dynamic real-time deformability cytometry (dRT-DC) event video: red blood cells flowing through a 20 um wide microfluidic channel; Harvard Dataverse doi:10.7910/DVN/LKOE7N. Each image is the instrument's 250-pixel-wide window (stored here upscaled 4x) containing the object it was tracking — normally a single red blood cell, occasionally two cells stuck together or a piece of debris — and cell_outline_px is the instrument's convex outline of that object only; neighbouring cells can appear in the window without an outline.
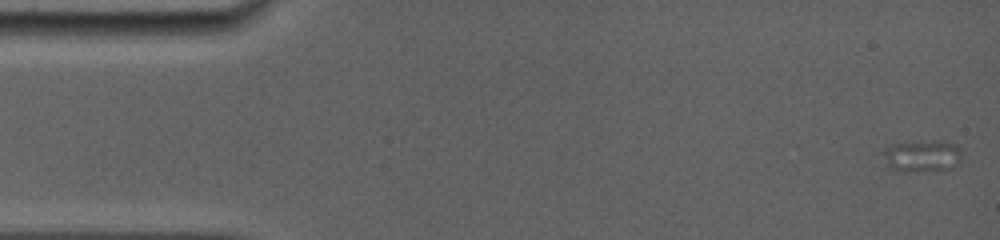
{"species": "common noctule bat (a hibernating species)", "species_latin": "Nyctalus noctula", "temperature_condition": "room temperature", "stored_images_in_passage": 44, "camera_frame_rate_fps": 5000, "um_per_image_px": 0.085, "animal": {"sex": "female", "body_mass_g": 19.0, "forearm_length_mm": 56.7}, "frame": {"image": 1, "passage_image": 1, "time_ms": 0.0, "image_size_px": [1000, 240], "cell_outline_px": [[960, 156], [952, 168], [912, 172], [900, 172], [888, 168], [884, 152], [884, 148], [892, 144], [912, 140], [944, 140], [956, 144], [960, 148]], "centroid_in_image_um": [78.34, 13.22], "position_along_channel_um": 6.7, "area_um2": 14.91}}
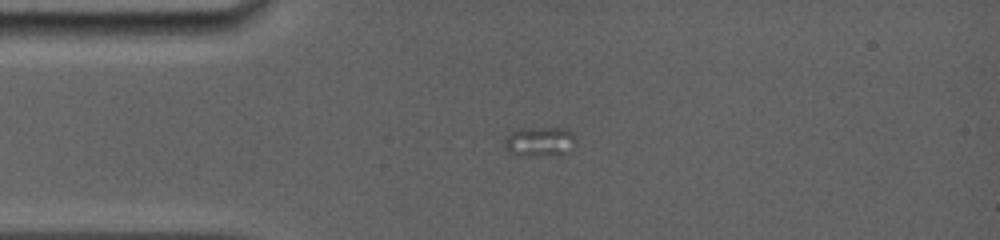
{"frame": {"image": 2, "passage_image": 13, "time_ms": 3.8, "image_size_px": [1000, 240], "cell_outline_px": [[576, 140], [572, 148], [568, 152], [532, 156], [512, 156], [504, 148], [504, 140], [512, 132], [524, 128], [568, 128], [572, 132]], "centroid_in_image_um": [45.84, 12.04], "position_along_channel_um": 39.2, "area_um2": 12.37}}
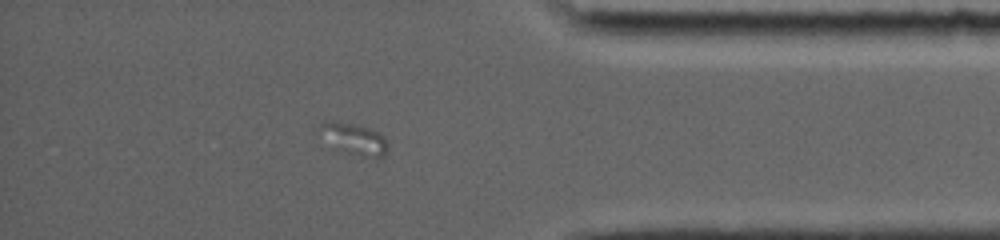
{"frame": {"image": 3, "passage_image": 38, "time_ms": 14.6, "image_size_px": [1000, 240], "cell_outline_px": [[388, 152], [380, 160], [348, 152], [336, 148], [320, 128], [320, 124], [324, 120], [332, 120], [356, 124], [368, 128], [384, 136], [388, 148]], "centroid_in_image_um": [30.2, 11.81], "position_along_channel_um": 405.0, "area_um2": 12.14}}